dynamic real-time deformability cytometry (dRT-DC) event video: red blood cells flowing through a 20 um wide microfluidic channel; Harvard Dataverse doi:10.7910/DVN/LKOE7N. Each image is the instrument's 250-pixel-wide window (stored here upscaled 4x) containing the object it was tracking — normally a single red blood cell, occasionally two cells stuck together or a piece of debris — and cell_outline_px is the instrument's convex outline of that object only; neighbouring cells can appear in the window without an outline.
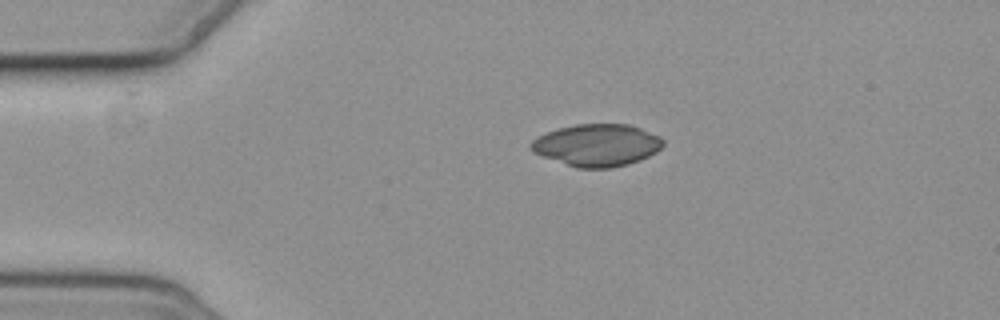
{"species": "common noctule bat (a hibernating species)", "species_latin": "Nyctalus noctula", "temperature_condition": "cold", "stored_images_in_passage": 3, "camera_frame_rate_fps": 3000, "um_per_image_px": 0.085, "animal": {"sex": "female", "body_mass_g": 19.3, "forearm_length_mm": 54.1}, "frame": {"image": 1, "passage_image": 1, "time_ms": 0.0, "image_size_px": [1000, 320], "cell_outline_px": [[664, 144], [656, 152], [640, 160], [628, 164], [612, 168], [576, 168], [532, 152], [528, 144], [532, 140], [556, 128], [576, 124], [628, 124], [640, 128], [660, 136], [664, 140]], "centroid_in_image_um": [50.74, 12.34], "position_along_channel_um": 34.3, "area_um2": 32.54}}